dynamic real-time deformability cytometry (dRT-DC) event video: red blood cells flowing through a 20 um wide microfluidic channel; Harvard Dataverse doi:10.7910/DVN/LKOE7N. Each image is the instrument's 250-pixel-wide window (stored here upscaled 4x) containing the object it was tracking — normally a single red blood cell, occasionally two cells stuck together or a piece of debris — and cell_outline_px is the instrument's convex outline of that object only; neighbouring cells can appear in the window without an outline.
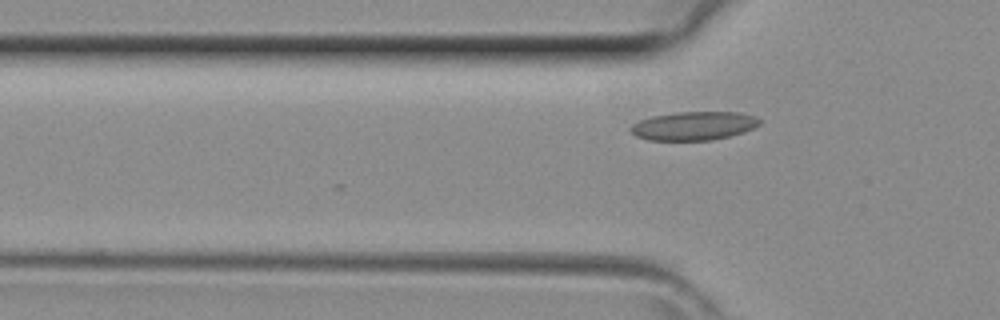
{"species": "common noctule bat (a hibernating species)", "species_latin": "Nyctalus noctula", "temperature_condition": "room temperature", "stored_images_in_passage": 4, "camera_frame_rate_fps": 3000, "um_per_image_px": 0.085, "animal": {"sex": "female", "body_mass_g": 29.2, "forearm_length_mm": 56.3}, "frame": {"image": 1, "passage_image": 4, "time_ms": 1.0, "image_size_px": [1000, 320], "cell_outline_px": [[760, 124], [744, 132], [712, 140], [648, 140], [636, 136], [628, 128], [632, 124], [640, 120], [652, 116], [676, 112], [740, 112], [756, 116], [760, 120]], "centroid_in_image_um": [58.96, 10.69], "position_along_channel_um": 66.8, "area_um2": 21.5}}